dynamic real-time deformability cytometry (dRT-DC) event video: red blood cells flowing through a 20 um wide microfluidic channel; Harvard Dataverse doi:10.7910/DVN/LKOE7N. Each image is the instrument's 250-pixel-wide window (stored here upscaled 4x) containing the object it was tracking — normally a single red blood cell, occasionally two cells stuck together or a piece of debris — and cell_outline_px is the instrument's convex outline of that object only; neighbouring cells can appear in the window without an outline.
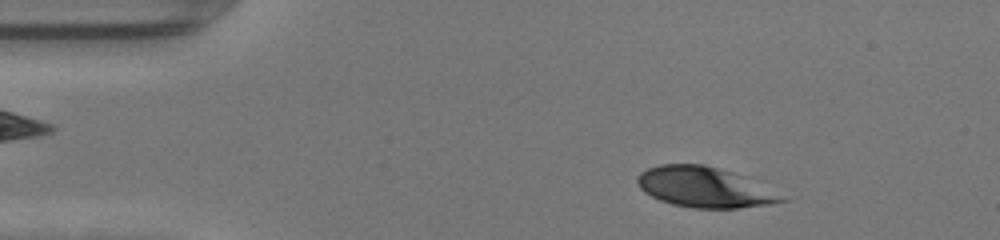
{"species": "human", "species_latin": "Homo sapiens", "temperature_condition": "warm", "stored_images_in_passage": 45, "camera_frame_rate_fps": 3000, "um_per_image_px": 0.085, "donor": {"sex": "female"}, "frame": {"image": 1, "passage_image": 5, "time_ms": 1.333, "image_size_px": [1000, 240], "cell_outline_px": [[788, 200], [772, 204], [740, 208], [692, 208], [672, 204], [660, 200], [644, 192], [636, 184], [636, 176], [640, 172], [648, 168], [660, 164], [704, 164], [752, 176], [764, 180]], "centroid_in_image_um": [60.0, 15.89], "position_along_channel_um": 25.0, "area_um2": 35.2}}
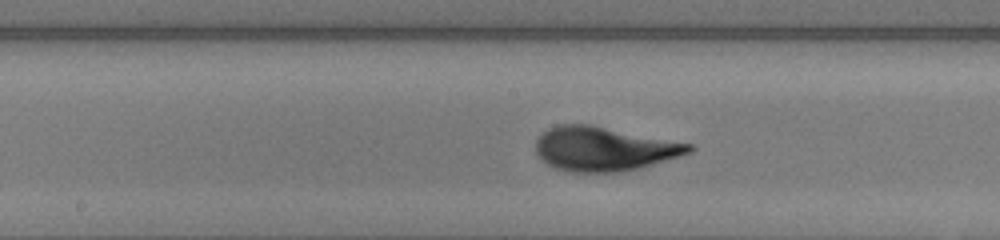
{"frame": {"image": 2, "passage_image": 22, "time_ms": 7.0, "image_size_px": [1000, 240], "cell_outline_px": [[696, 148], [692, 152], [680, 156], [640, 168], [616, 172], [564, 172], [552, 168], [536, 152], [536, 140], [540, 132], [556, 124], [588, 124], [692, 144]], "centroid_in_image_um": [51.3, 12.65], "position_along_channel_um": 196.9, "area_um2": 39.54}}
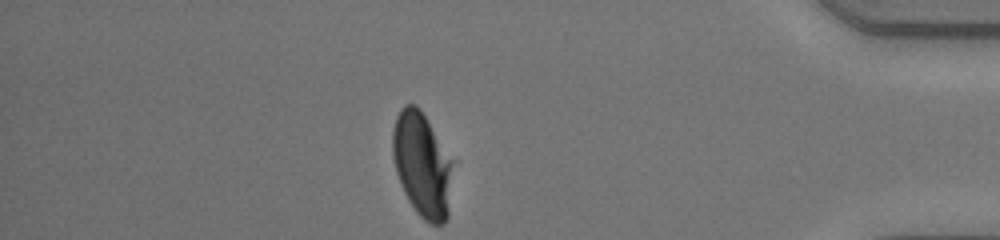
{"frame": {"image": 3, "passage_image": 39, "time_ms": 12.667, "image_size_px": [1000, 240], "cell_outline_px": [[456, 160], [448, 220], [444, 224], [428, 224], [416, 212], [408, 200], [400, 184], [396, 172], [392, 156], [392, 132], [396, 116], [400, 108], [404, 104], [416, 104], [420, 108]], "centroid_in_image_um": [35.94, 14.0], "position_along_channel_um": 399.3, "area_um2": 38.26}, "authors_computed_cell_mechanics": {"area_um2": 38.2058, "velocity_mm_per_s": 4.3, "shape_relaxation_time_tau1_ms": 2.9908, "shape_relaxation_time_tau2_ms": null, "deformation_change_tau1": 0.1794, "deformation_change_tau2": null}}